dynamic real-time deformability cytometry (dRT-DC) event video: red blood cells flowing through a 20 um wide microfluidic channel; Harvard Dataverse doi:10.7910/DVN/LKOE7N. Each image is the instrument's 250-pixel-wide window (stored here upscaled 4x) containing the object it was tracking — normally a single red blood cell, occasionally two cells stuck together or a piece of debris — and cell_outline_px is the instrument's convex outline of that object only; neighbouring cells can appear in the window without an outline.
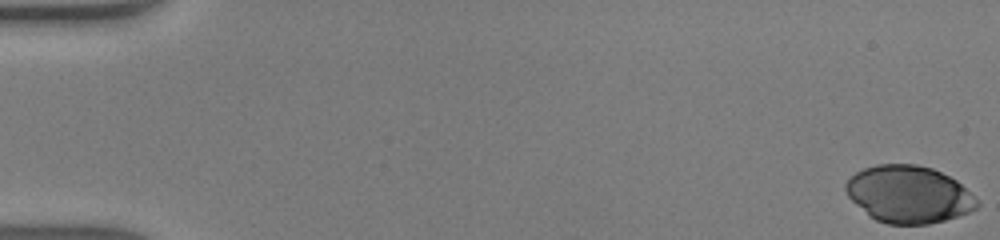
{"species": "human", "species_latin": "Homo sapiens", "temperature_condition": "warm", "stored_images_in_passage": 48, "camera_frame_rate_fps": 3000, "um_per_image_px": 0.085, "donor": {"sex": "male"}, "frame": {"image": 1, "passage_image": 1, "time_ms": 0.0, "image_size_px": [1000, 240], "cell_outline_px": [[980, 204], [976, 208], [968, 212], [944, 220], [928, 224], [888, 224], [876, 220], [868, 216], [848, 196], [844, 188], [844, 184], [856, 172], [864, 168], [876, 164], [916, 164], [932, 168], [956, 180]], "centroid_in_image_um": [77.19, 16.52], "position_along_channel_um": 7.8, "area_um2": 43.41}}
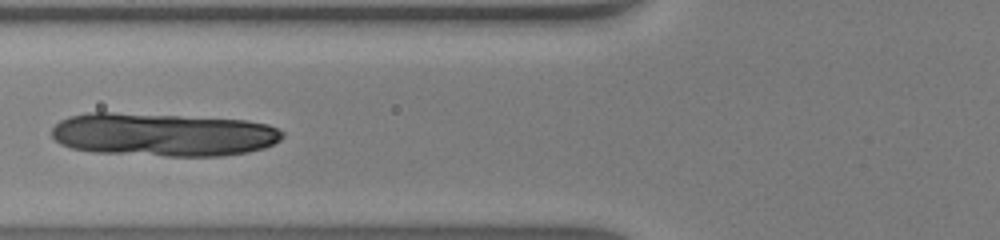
{"frame": {"image": 2, "passage_image": 20, "time_ms": 6.333, "image_size_px": [1000, 240], "cell_outline_px": [[284, 136], [280, 140], [264, 148], [248, 152], [220, 156], [164, 156], [92, 152], [72, 148], [60, 144], [52, 136], [52, 128], [60, 120], [68, 116], [88, 112], [112, 112], [248, 120], [268, 124], [284, 132]], "centroid_in_image_um": [13.84, 11.44], "position_along_channel_um": 112.0, "area_um2": 58.49}}
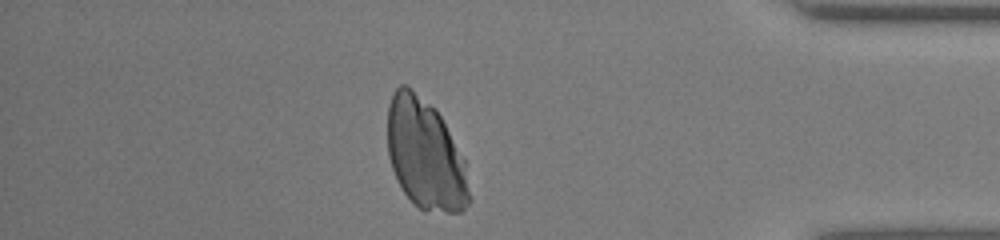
{"frame": {"image": 3, "passage_image": 42, "time_ms": 13.667, "image_size_px": [1000, 240], "cell_outline_px": [[472, 200], [460, 212], [424, 212], [404, 192], [396, 180], [388, 156], [388, 104], [396, 88], [400, 84], [408, 84], [436, 108], [464, 160]], "centroid_in_image_um": [36.15, 13.13], "position_along_channel_um": 399.1, "area_um2": 52.83}}